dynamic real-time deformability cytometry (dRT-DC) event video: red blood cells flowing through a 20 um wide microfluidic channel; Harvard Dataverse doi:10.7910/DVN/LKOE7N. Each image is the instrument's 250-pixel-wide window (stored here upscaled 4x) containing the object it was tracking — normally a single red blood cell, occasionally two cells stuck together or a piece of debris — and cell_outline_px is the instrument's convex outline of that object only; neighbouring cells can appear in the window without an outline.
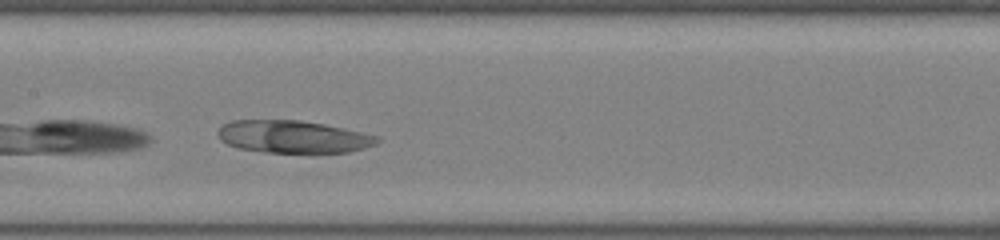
{"species": "common noctule bat (a hibernating species)", "species_latin": "Nyctalus noctula", "temperature_condition": "room temperature", "stored_images_in_passage": 25, "camera_frame_rate_fps": 3000, "um_per_image_px": 0.085, "animal": {"sex": "female", "body_mass_g": 22.0, "forearm_length_mm": 56.7}, "frame": {"image": 1, "passage_image": 11, "time_ms": 3.333, "image_size_px": [1000, 240], "cell_outline_px": [[380, 140], [376, 144], [364, 148], [348, 152], [264, 152], [236, 148], [220, 140], [216, 132], [224, 124], [232, 120], [300, 120], [324, 124], [344, 128], [380, 136]], "centroid_in_image_um": [24.91, 11.62], "position_along_channel_um": 182.5, "area_um2": 30.17}}
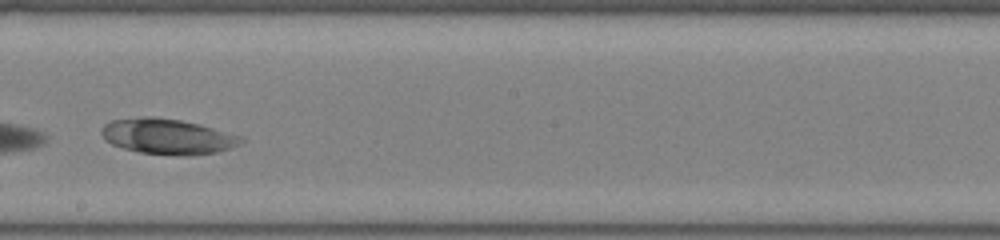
{"frame": {"image": 2, "passage_image": 15, "time_ms": 4.667, "image_size_px": [1000, 240], "cell_outline_px": [[244, 140], [240, 144], [232, 148], [216, 152], [188, 156], [184, 156], [140, 152], [124, 148], [112, 144], [100, 132], [100, 128], [104, 124], [112, 120], [140, 116], [156, 116], [180, 120], [200, 124], [244, 136]], "centroid_in_image_um": [14.28, 11.58], "position_along_channel_um": 233.9, "area_um2": 29.07}}